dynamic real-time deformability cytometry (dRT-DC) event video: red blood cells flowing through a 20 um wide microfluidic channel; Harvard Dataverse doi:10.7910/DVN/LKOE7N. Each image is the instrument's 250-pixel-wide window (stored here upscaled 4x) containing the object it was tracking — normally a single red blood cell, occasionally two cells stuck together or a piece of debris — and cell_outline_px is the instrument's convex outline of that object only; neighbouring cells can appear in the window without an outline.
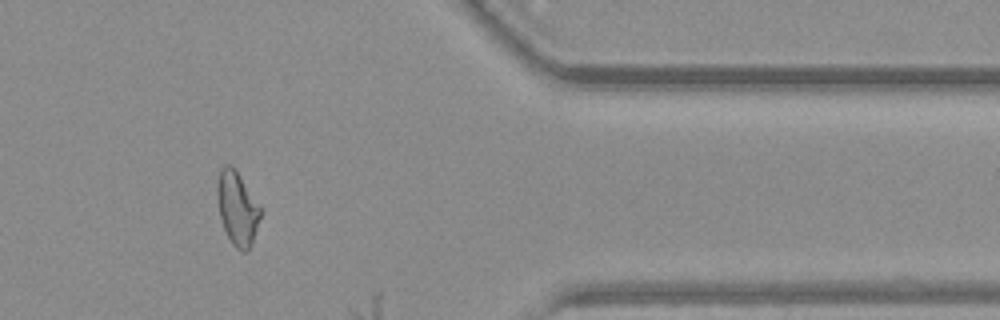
{"species": "common noctule bat (a hibernating species)", "species_latin": "Nyctalus noctula", "temperature_condition": "warm", "stored_images_in_passage": 48, "camera_frame_rate_fps": 3000, "um_per_image_px": 0.085, "animal": {"sex": "female", "body_mass_g": 19.3, "forearm_length_mm": 54.1}, "frame": {"image": 1, "passage_image": 42, "time_ms": 13.667, "image_size_px": [1000, 320], "cell_outline_px": [[264, 212], [252, 244], [248, 252], [240, 252], [232, 244], [224, 228], [220, 216], [216, 192], [216, 184], [220, 168], [224, 164], [232, 164]], "centroid_in_image_um": [20.19, 17.72], "position_along_channel_um": 391.2, "area_um2": 18.96}}